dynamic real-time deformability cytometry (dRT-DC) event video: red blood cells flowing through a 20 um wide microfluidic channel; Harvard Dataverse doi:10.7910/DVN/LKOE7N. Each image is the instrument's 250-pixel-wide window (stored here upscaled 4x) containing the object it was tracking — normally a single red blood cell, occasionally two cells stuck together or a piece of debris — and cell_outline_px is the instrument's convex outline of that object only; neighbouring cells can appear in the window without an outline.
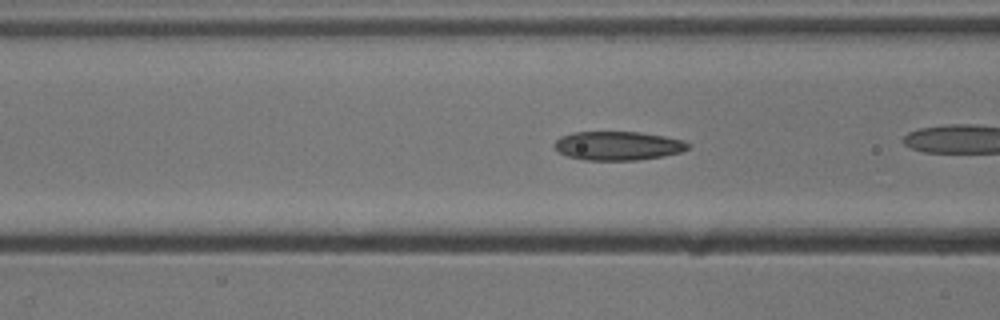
{"species": "common noctule bat (a hibernating species)", "species_latin": "Nyctalus noctula", "temperature_condition": "cold", "stored_images_in_passage": 29, "camera_frame_rate_fps": 3000, "um_per_image_px": 0.085, "animal": {"sex": "male", "body_mass_g": 13.3}, "frame": {"image": 1, "passage_image": 9, "time_ms": 2.667, "image_size_px": [1000, 320], "cell_outline_px": [[688, 148], [680, 152], [664, 156], [636, 160], [584, 160], [568, 156], [560, 152], [552, 144], [560, 136], [572, 132], [640, 132], [664, 136], [680, 140], [688, 144]], "centroid_in_image_um": [52.47, 12.39], "position_along_channel_um": 114.1, "area_um2": 22.31}}